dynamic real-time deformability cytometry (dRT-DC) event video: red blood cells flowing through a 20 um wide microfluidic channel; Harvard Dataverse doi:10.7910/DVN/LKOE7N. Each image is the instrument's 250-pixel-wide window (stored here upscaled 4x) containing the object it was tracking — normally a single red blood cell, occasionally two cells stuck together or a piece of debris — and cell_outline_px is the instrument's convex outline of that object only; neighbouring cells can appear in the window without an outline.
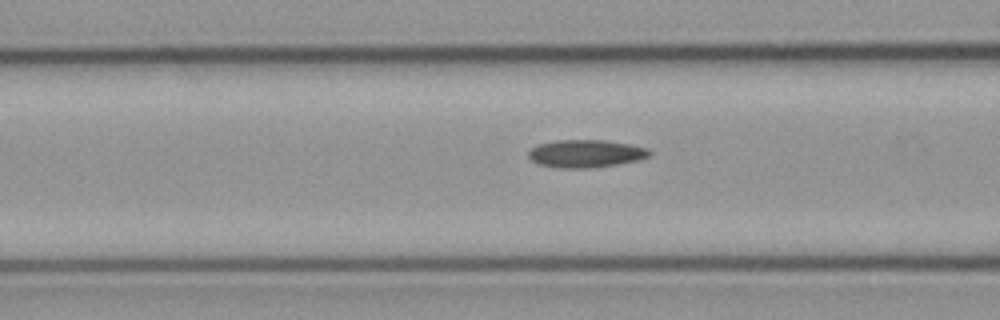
{"species": "common noctule bat (a hibernating species)", "species_latin": "Nyctalus noctula", "temperature_condition": "cold", "stored_images_in_passage": 34, "camera_frame_rate_fps": 3000, "um_per_image_px": 0.085, "animal": {"sex": "male", "body_mass_g": 23.1, "forearm_length_mm": 52.7}, "frame": {"image": 1, "passage_image": 13, "time_ms": 4.0, "image_size_px": [1000, 320], "cell_outline_px": [[652, 152], [648, 156], [636, 160], [616, 164], [592, 168], [556, 168], [536, 164], [528, 156], [528, 152], [532, 148], [540, 144], [556, 140], [604, 140], [628, 144], [648, 148]], "centroid_in_image_um": [49.75, 13.06], "position_along_channel_um": 116.8, "area_um2": 19.48}}
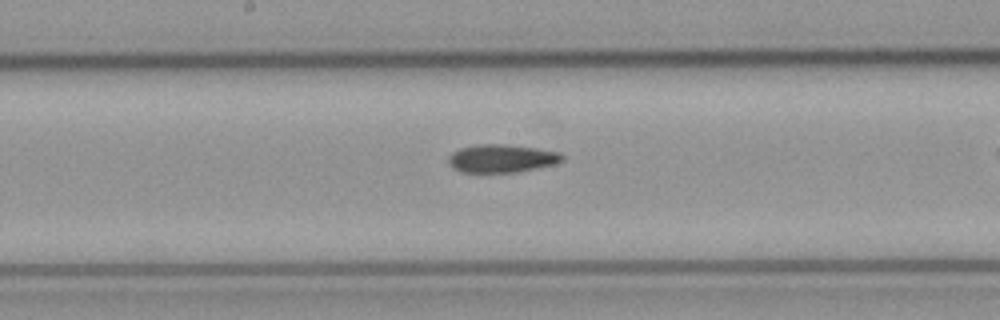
{"frame": {"image": 2, "passage_image": 20, "time_ms": 6.333, "image_size_px": [1000, 320], "cell_outline_px": [[564, 160], [552, 164], [536, 168], [516, 172], [460, 172], [452, 168], [448, 164], [448, 156], [452, 152], [460, 148], [476, 144], [508, 144], [536, 148], [560, 152], [564, 156]], "centroid_in_image_um": [42.6, 13.46], "position_along_channel_um": 205.6, "area_um2": 18.73}}
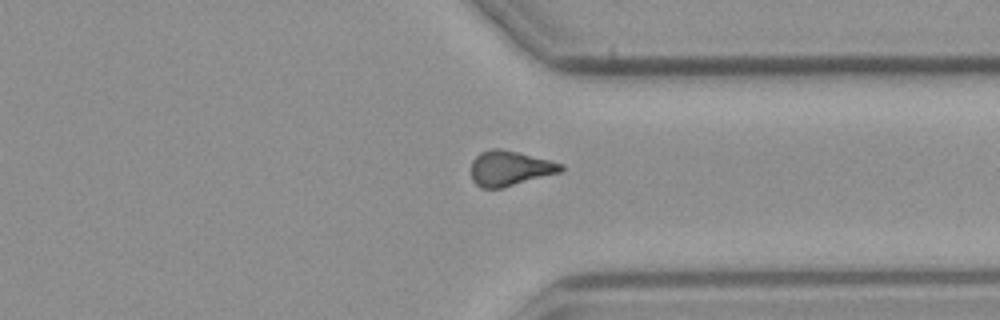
{"frame": {"image": 3, "passage_image": 33, "time_ms": 10.667, "image_size_px": [1000, 320], "cell_outline_px": [[564, 168], [560, 172], [500, 188], [480, 188], [472, 180], [472, 160], [480, 152], [492, 148], [500, 148], [564, 164]], "centroid_in_image_um": [43.3, 14.3], "position_along_channel_um": 368.1, "area_um2": 18.03}}